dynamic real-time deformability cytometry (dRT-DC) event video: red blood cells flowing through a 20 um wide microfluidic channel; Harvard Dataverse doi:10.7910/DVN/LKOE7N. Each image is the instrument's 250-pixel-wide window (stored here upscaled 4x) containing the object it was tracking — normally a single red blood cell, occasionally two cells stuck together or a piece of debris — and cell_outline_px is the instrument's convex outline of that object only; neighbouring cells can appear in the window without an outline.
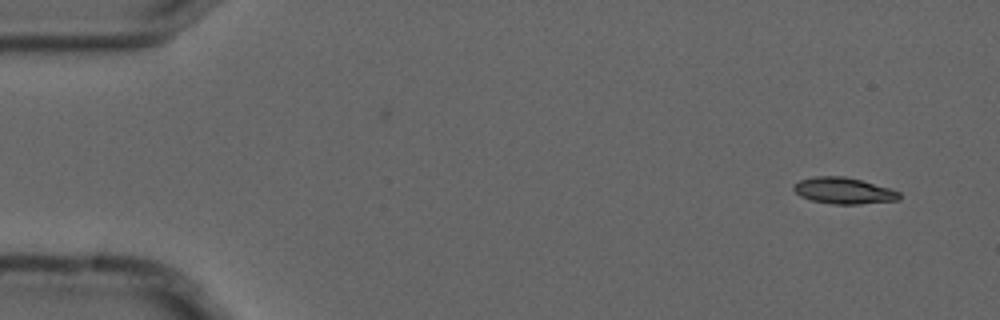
{"species": "common noctule bat (a hibernating species)", "species_latin": "Nyctalus noctula", "temperature_condition": "cold", "stored_images_in_passage": 2, "camera_frame_rate_fps": 3000, "um_per_image_px": 0.085, "animal": {"sex": "male", "forearm_length_mm": 52.5}, "frame": {"image": 1, "passage_image": 2, "time_ms": 0.333, "image_size_px": [1000, 320], "cell_outline_px": [[900, 200], [860, 204], [832, 204], [812, 200], [800, 196], [792, 188], [800, 180], [812, 176], [844, 176], [860, 180], [888, 188], [900, 192]], "centroid_in_image_um": [71.71, 16.21], "position_along_channel_um": 13.3, "area_um2": 16.07}}